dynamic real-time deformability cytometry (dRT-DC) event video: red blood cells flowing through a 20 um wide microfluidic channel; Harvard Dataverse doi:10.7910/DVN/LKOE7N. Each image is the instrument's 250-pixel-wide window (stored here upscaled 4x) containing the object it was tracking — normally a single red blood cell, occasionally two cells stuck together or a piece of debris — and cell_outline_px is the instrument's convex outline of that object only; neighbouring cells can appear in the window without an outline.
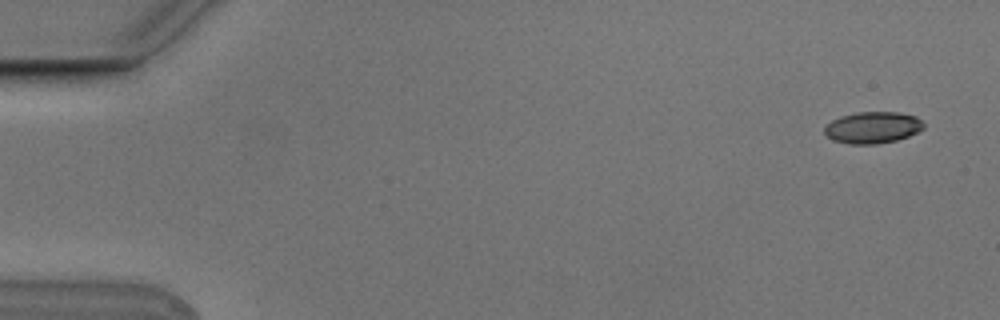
{"species": "Egyptian fruit bat (a non-hibernating species)", "species_latin": "Rousettus aegyptiacus", "temperature_condition": "cold", "stored_images_in_passage": 5, "camera_frame_rate_fps": 3000, "um_per_image_px": 0.085, "animal": {"sex": "male"}, "frame": {"image": 1, "passage_image": 1, "time_ms": 0.0, "image_size_px": [1000, 320], "cell_outline_px": [[924, 128], [908, 136], [896, 140], [876, 144], [848, 144], [832, 140], [824, 132], [824, 128], [832, 120], [840, 116], [856, 112], [900, 112], [916, 116], [924, 124]], "centroid_in_image_um": [74.17, 10.83], "position_along_channel_um": 10.8, "area_um2": 18.26}}